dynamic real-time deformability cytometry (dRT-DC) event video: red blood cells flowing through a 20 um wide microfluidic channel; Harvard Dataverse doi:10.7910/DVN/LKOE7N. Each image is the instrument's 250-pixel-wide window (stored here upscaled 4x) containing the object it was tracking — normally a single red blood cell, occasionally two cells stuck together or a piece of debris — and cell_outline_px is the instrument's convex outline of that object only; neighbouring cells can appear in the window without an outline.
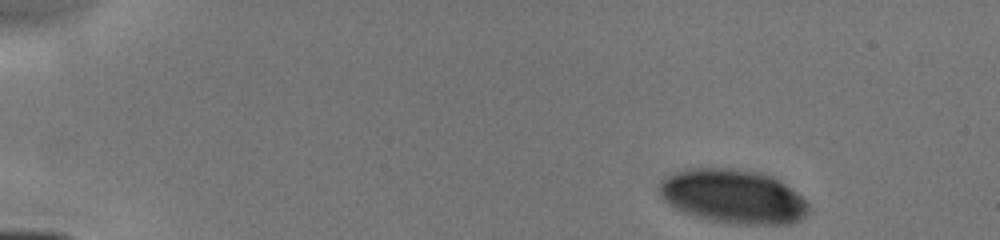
{"species": "human", "species_latin": "Homo sapiens", "temperature_condition": "cold", "stored_images_in_passage": 4, "camera_frame_rate_fps": 3000, "um_per_image_px": 0.085, "donor": {"sex": "male"}, "frame": {"image": 1, "passage_image": 1, "time_ms": 0.0, "image_size_px": [1000, 240], "cell_outline_px": [[808, 212], [800, 220], [792, 224], [732, 224], [708, 220], [672, 208], [664, 200], [660, 192], [660, 180], [684, 168], [728, 168], [760, 172], [772, 176], [780, 180], [796, 192], [808, 204]], "centroid_in_image_um": [62.31, 16.7], "position_along_channel_um": 22.7, "area_um2": 47.11}}
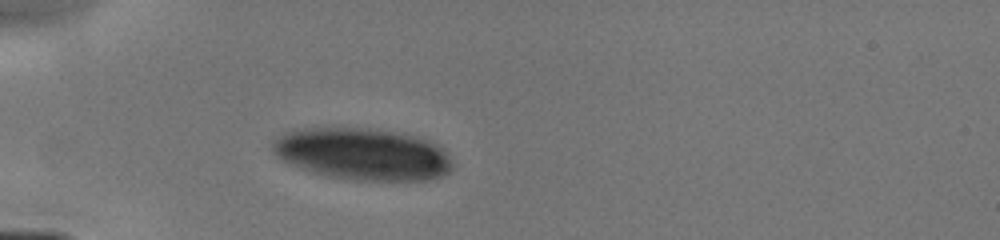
{"frame": {"image": 2, "passage_image": 4, "time_ms": 3.0, "image_size_px": [1000, 240], "cell_outline_px": [[452, 168], [448, 172], [440, 176], [428, 180], [352, 180], [328, 176], [312, 172], [288, 164], [280, 160], [272, 152], [272, 140], [284, 132], [296, 128], [360, 128], [392, 132], [412, 136], [436, 144], [448, 156], [452, 164]], "centroid_in_image_um": [30.71, 13.1], "position_along_channel_um": 54.3, "area_um2": 54.16}}